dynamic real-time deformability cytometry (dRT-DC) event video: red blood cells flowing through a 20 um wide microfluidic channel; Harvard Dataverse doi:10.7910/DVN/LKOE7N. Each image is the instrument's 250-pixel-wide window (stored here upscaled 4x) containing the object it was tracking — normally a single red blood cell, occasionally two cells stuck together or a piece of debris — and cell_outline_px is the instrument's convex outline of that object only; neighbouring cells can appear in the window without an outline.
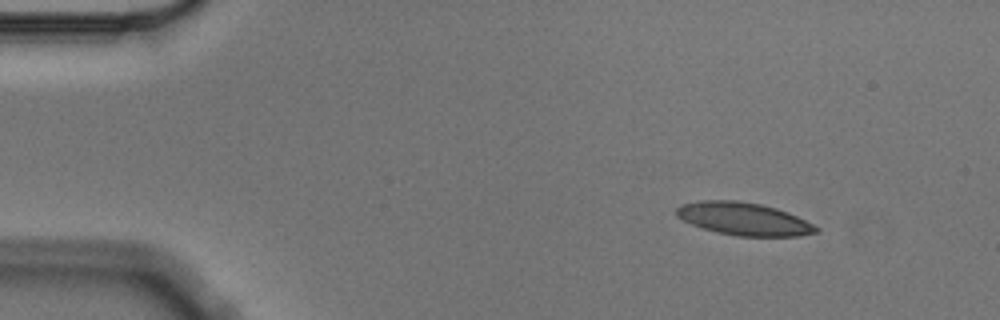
{"species": "Egyptian fruit bat (a non-hibernating species)", "species_latin": "Rousettus aegyptiacus", "temperature_condition": "cold", "stored_images_in_passage": 7, "camera_frame_rate_fps": 3000, "um_per_image_px": 0.085, "animal": {"sex": "male"}, "frame": {"image": 1, "passage_image": 1, "time_ms": 0.0, "image_size_px": [1000, 320], "cell_outline_px": [[820, 232], [800, 236], [736, 236], [716, 232], [692, 224], [676, 216], [676, 208], [684, 204], [700, 200], [736, 200], [760, 204], [776, 208], [788, 212], [820, 228]], "centroid_in_image_um": [63.24, 18.61], "position_along_channel_um": 21.8, "area_um2": 26.53}}
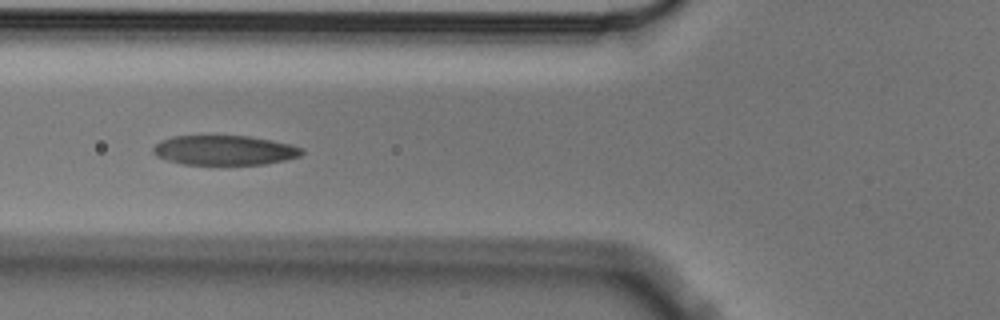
{"frame": {"image": 2, "passage_image": 5, "time_ms": 1.333, "image_size_px": [1000, 320], "cell_outline_px": [[304, 152], [300, 156], [284, 160], [264, 164], [220, 168], [184, 164], [168, 160], [156, 156], [152, 152], [152, 148], [160, 140], [172, 136], [248, 136], [288, 144], [304, 148]], "centroid_in_image_um": [19.04, 12.82], "position_along_channel_um": 106.8, "area_um2": 26.65}}
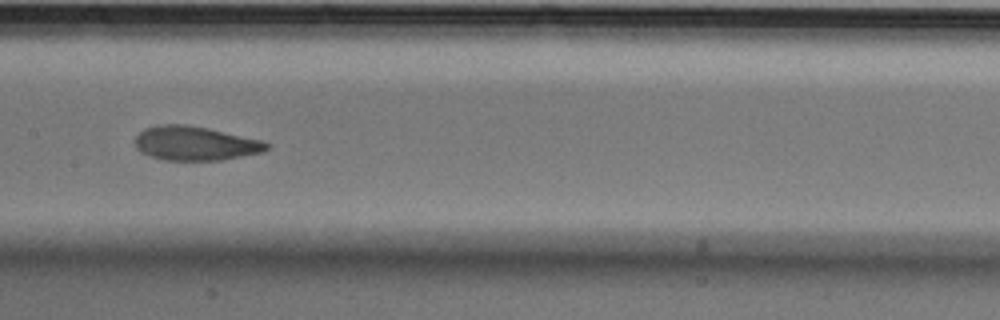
{"frame": {"image": 3, "passage_image": 7, "time_ms": 2.0, "image_size_px": [1000, 320], "cell_outline_px": [[272, 144], [264, 152], [224, 160], [164, 160], [148, 156], [140, 152], [136, 148], [136, 136], [144, 128], [160, 124], [184, 124], [208, 128], [260, 140]], "centroid_in_image_um": [16.59, 12.19], "position_along_channel_um": 190.8, "area_um2": 26.3}}